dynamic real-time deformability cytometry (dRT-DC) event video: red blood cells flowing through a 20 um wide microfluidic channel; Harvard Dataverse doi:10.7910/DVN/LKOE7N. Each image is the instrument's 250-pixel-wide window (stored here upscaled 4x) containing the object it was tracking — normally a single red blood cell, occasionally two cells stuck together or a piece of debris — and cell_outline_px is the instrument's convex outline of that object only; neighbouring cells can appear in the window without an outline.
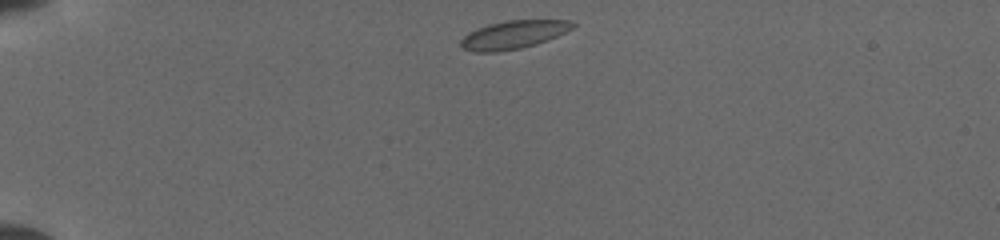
{"species": "common noctule bat (a hibernating species)", "species_latin": "Nyctalus noctula", "temperature_condition": "cold", "stored_images_in_passage": 38, "camera_frame_rate_fps": 3000, "um_per_image_px": 0.085, "animal": {"sex": "female", "body_mass_g": 19.5, "forearm_length_mm": 54.1}, "frame": {"image": 1, "passage_image": 1, "time_ms": 0.0, "image_size_px": [1000, 240], "cell_outline_px": [[576, 24], [572, 28], [548, 40], [536, 44], [520, 48], [496, 52], [476, 52], [464, 48], [460, 44], [460, 40], [468, 32], [476, 28], [488, 24], [508, 20], [568, 20]], "centroid_in_image_um": [43.62, 2.94], "position_along_channel_um": 41.4, "area_um2": 18.26}}
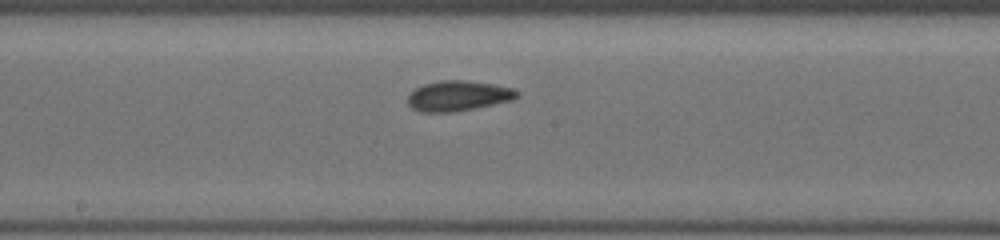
{"frame": {"image": 2, "passage_image": 17, "time_ms": 5.333, "image_size_px": [1000, 240], "cell_outline_px": [[520, 96], [512, 100], [476, 108], [452, 112], [420, 112], [412, 108], [408, 104], [408, 96], [416, 88], [424, 84], [440, 80], [464, 80], [492, 84], [512, 88], [520, 92]], "centroid_in_image_um": [38.96, 8.15], "position_along_channel_um": 209.2, "area_um2": 19.25}}
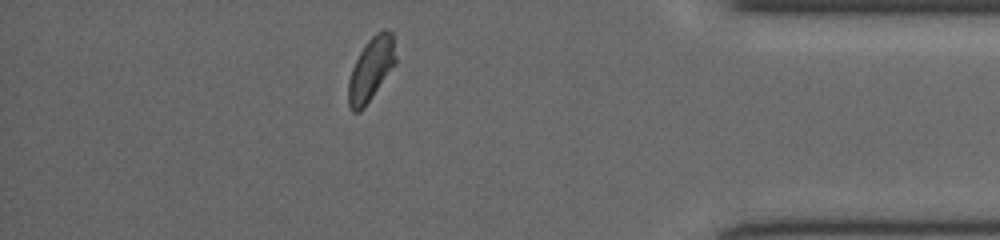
{"frame": {"image": 3, "passage_image": 33, "time_ms": 10.667, "image_size_px": [1000, 240], "cell_outline_px": [[396, 64], [364, 108], [360, 112], [352, 112], [348, 108], [348, 80], [352, 68], [360, 52], [368, 40], [376, 32], [384, 28], [392, 32], [396, 60]], "centroid_in_image_um": [31.53, 5.9], "position_along_channel_um": 403.7, "area_um2": 17.57}}